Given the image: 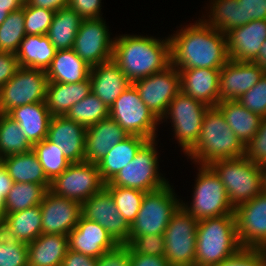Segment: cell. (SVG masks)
<instances>
[{"instance_id": "obj_1", "label": "cell", "mask_w": 266, "mask_h": 266, "mask_svg": "<svg viewBox=\"0 0 266 266\" xmlns=\"http://www.w3.org/2000/svg\"><path fill=\"white\" fill-rule=\"evenodd\" d=\"M193 22L169 34L171 64L177 69H221L229 61L226 34L200 18Z\"/></svg>"}, {"instance_id": "obj_2", "label": "cell", "mask_w": 266, "mask_h": 266, "mask_svg": "<svg viewBox=\"0 0 266 266\" xmlns=\"http://www.w3.org/2000/svg\"><path fill=\"white\" fill-rule=\"evenodd\" d=\"M114 38L112 60L131 83L163 71L171 64L169 36L133 33Z\"/></svg>"}, {"instance_id": "obj_3", "label": "cell", "mask_w": 266, "mask_h": 266, "mask_svg": "<svg viewBox=\"0 0 266 266\" xmlns=\"http://www.w3.org/2000/svg\"><path fill=\"white\" fill-rule=\"evenodd\" d=\"M245 155V146L226 122L217 107H209L204 114L200 137L185 155L192 164L210 165L218 160L235 159Z\"/></svg>"}, {"instance_id": "obj_4", "label": "cell", "mask_w": 266, "mask_h": 266, "mask_svg": "<svg viewBox=\"0 0 266 266\" xmlns=\"http://www.w3.org/2000/svg\"><path fill=\"white\" fill-rule=\"evenodd\" d=\"M241 248L235 215L198 221L195 266H215Z\"/></svg>"}, {"instance_id": "obj_5", "label": "cell", "mask_w": 266, "mask_h": 266, "mask_svg": "<svg viewBox=\"0 0 266 266\" xmlns=\"http://www.w3.org/2000/svg\"><path fill=\"white\" fill-rule=\"evenodd\" d=\"M197 168L191 202L181 200L183 206L198 221L223 215H234L226 189L209 165L195 164Z\"/></svg>"}, {"instance_id": "obj_6", "label": "cell", "mask_w": 266, "mask_h": 266, "mask_svg": "<svg viewBox=\"0 0 266 266\" xmlns=\"http://www.w3.org/2000/svg\"><path fill=\"white\" fill-rule=\"evenodd\" d=\"M224 185L230 203L235 208L263 192V173L260 165L245 156L218 160L209 165Z\"/></svg>"}, {"instance_id": "obj_7", "label": "cell", "mask_w": 266, "mask_h": 266, "mask_svg": "<svg viewBox=\"0 0 266 266\" xmlns=\"http://www.w3.org/2000/svg\"><path fill=\"white\" fill-rule=\"evenodd\" d=\"M173 188L169 182L157 190L145 193L137 217L130 226L129 236L164 234L182 200Z\"/></svg>"}, {"instance_id": "obj_8", "label": "cell", "mask_w": 266, "mask_h": 266, "mask_svg": "<svg viewBox=\"0 0 266 266\" xmlns=\"http://www.w3.org/2000/svg\"><path fill=\"white\" fill-rule=\"evenodd\" d=\"M159 139L149 140L127 164L109 182L113 186L137 189L143 192L157 190L169 183L165 173L160 172ZM157 146V147H156Z\"/></svg>"}, {"instance_id": "obj_9", "label": "cell", "mask_w": 266, "mask_h": 266, "mask_svg": "<svg viewBox=\"0 0 266 266\" xmlns=\"http://www.w3.org/2000/svg\"><path fill=\"white\" fill-rule=\"evenodd\" d=\"M209 107L181 91L170 102L160 123H171L172 136L185 155L196 145L202 127V120ZM170 122H169V121Z\"/></svg>"}, {"instance_id": "obj_10", "label": "cell", "mask_w": 266, "mask_h": 266, "mask_svg": "<svg viewBox=\"0 0 266 266\" xmlns=\"http://www.w3.org/2000/svg\"><path fill=\"white\" fill-rule=\"evenodd\" d=\"M109 116L128 135H137L148 140H155L159 136L157 133L161 124L160 120L141 100L133 84L115 100L109 110Z\"/></svg>"}, {"instance_id": "obj_11", "label": "cell", "mask_w": 266, "mask_h": 266, "mask_svg": "<svg viewBox=\"0 0 266 266\" xmlns=\"http://www.w3.org/2000/svg\"><path fill=\"white\" fill-rule=\"evenodd\" d=\"M197 226L198 220L183 206L173 213L163 234L170 266H195Z\"/></svg>"}, {"instance_id": "obj_12", "label": "cell", "mask_w": 266, "mask_h": 266, "mask_svg": "<svg viewBox=\"0 0 266 266\" xmlns=\"http://www.w3.org/2000/svg\"><path fill=\"white\" fill-rule=\"evenodd\" d=\"M47 85L44 70L19 67L13 77L0 88V113L8 114L19 106L45 102Z\"/></svg>"}, {"instance_id": "obj_13", "label": "cell", "mask_w": 266, "mask_h": 266, "mask_svg": "<svg viewBox=\"0 0 266 266\" xmlns=\"http://www.w3.org/2000/svg\"><path fill=\"white\" fill-rule=\"evenodd\" d=\"M97 164L82 161L71 163L70 166L53 181L50 191L80 204L85 202L104 187Z\"/></svg>"}, {"instance_id": "obj_14", "label": "cell", "mask_w": 266, "mask_h": 266, "mask_svg": "<svg viewBox=\"0 0 266 266\" xmlns=\"http://www.w3.org/2000/svg\"><path fill=\"white\" fill-rule=\"evenodd\" d=\"M107 24L103 17L84 19L78 29L73 50L90 68L113 58L115 38Z\"/></svg>"}, {"instance_id": "obj_15", "label": "cell", "mask_w": 266, "mask_h": 266, "mask_svg": "<svg viewBox=\"0 0 266 266\" xmlns=\"http://www.w3.org/2000/svg\"><path fill=\"white\" fill-rule=\"evenodd\" d=\"M141 100L160 120L167 112L170 102L180 92L179 70L170 64L163 71L132 83Z\"/></svg>"}, {"instance_id": "obj_16", "label": "cell", "mask_w": 266, "mask_h": 266, "mask_svg": "<svg viewBox=\"0 0 266 266\" xmlns=\"http://www.w3.org/2000/svg\"><path fill=\"white\" fill-rule=\"evenodd\" d=\"M242 248L266 249V192L234 208Z\"/></svg>"}, {"instance_id": "obj_17", "label": "cell", "mask_w": 266, "mask_h": 266, "mask_svg": "<svg viewBox=\"0 0 266 266\" xmlns=\"http://www.w3.org/2000/svg\"><path fill=\"white\" fill-rule=\"evenodd\" d=\"M81 212L84 218L99 223L119 245L128 242L130 225L105 187L81 204Z\"/></svg>"}, {"instance_id": "obj_18", "label": "cell", "mask_w": 266, "mask_h": 266, "mask_svg": "<svg viewBox=\"0 0 266 266\" xmlns=\"http://www.w3.org/2000/svg\"><path fill=\"white\" fill-rule=\"evenodd\" d=\"M42 234L67 235L76 227L81 212V204L48 190L40 203Z\"/></svg>"}, {"instance_id": "obj_19", "label": "cell", "mask_w": 266, "mask_h": 266, "mask_svg": "<svg viewBox=\"0 0 266 266\" xmlns=\"http://www.w3.org/2000/svg\"><path fill=\"white\" fill-rule=\"evenodd\" d=\"M264 73V69L254 62L229 59L219 73L220 102L238 100L260 81Z\"/></svg>"}, {"instance_id": "obj_20", "label": "cell", "mask_w": 266, "mask_h": 266, "mask_svg": "<svg viewBox=\"0 0 266 266\" xmlns=\"http://www.w3.org/2000/svg\"><path fill=\"white\" fill-rule=\"evenodd\" d=\"M68 245L71 251L99 258L119 244L99 223L81 215L76 227L68 234Z\"/></svg>"}, {"instance_id": "obj_21", "label": "cell", "mask_w": 266, "mask_h": 266, "mask_svg": "<svg viewBox=\"0 0 266 266\" xmlns=\"http://www.w3.org/2000/svg\"><path fill=\"white\" fill-rule=\"evenodd\" d=\"M228 57L231 60L254 62L266 41V20H253L226 33Z\"/></svg>"}, {"instance_id": "obj_22", "label": "cell", "mask_w": 266, "mask_h": 266, "mask_svg": "<svg viewBox=\"0 0 266 266\" xmlns=\"http://www.w3.org/2000/svg\"><path fill=\"white\" fill-rule=\"evenodd\" d=\"M85 136L86 127L66 116L50 120L47 139L55 143L71 163L85 161Z\"/></svg>"}, {"instance_id": "obj_23", "label": "cell", "mask_w": 266, "mask_h": 266, "mask_svg": "<svg viewBox=\"0 0 266 266\" xmlns=\"http://www.w3.org/2000/svg\"><path fill=\"white\" fill-rule=\"evenodd\" d=\"M178 70L180 73V91L182 93L208 107H216L220 103V69L193 68Z\"/></svg>"}, {"instance_id": "obj_24", "label": "cell", "mask_w": 266, "mask_h": 266, "mask_svg": "<svg viewBox=\"0 0 266 266\" xmlns=\"http://www.w3.org/2000/svg\"><path fill=\"white\" fill-rule=\"evenodd\" d=\"M89 77L91 92L109 109L132 84L113 60L91 67Z\"/></svg>"}, {"instance_id": "obj_25", "label": "cell", "mask_w": 266, "mask_h": 266, "mask_svg": "<svg viewBox=\"0 0 266 266\" xmlns=\"http://www.w3.org/2000/svg\"><path fill=\"white\" fill-rule=\"evenodd\" d=\"M129 135L110 116L86 128L85 161L97 163Z\"/></svg>"}, {"instance_id": "obj_26", "label": "cell", "mask_w": 266, "mask_h": 266, "mask_svg": "<svg viewBox=\"0 0 266 266\" xmlns=\"http://www.w3.org/2000/svg\"><path fill=\"white\" fill-rule=\"evenodd\" d=\"M8 115L19 124L24 135L32 145L47 138L52 116L49 113L46 102L16 107Z\"/></svg>"}, {"instance_id": "obj_27", "label": "cell", "mask_w": 266, "mask_h": 266, "mask_svg": "<svg viewBox=\"0 0 266 266\" xmlns=\"http://www.w3.org/2000/svg\"><path fill=\"white\" fill-rule=\"evenodd\" d=\"M149 140L137 135H129L113 146L96 164L104 183L110 182L137 155Z\"/></svg>"}, {"instance_id": "obj_28", "label": "cell", "mask_w": 266, "mask_h": 266, "mask_svg": "<svg viewBox=\"0 0 266 266\" xmlns=\"http://www.w3.org/2000/svg\"><path fill=\"white\" fill-rule=\"evenodd\" d=\"M90 93V77L78 83L48 82L45 102L52 117L65 116L73 104Z\"/></svg>"}, {"instance_id": "obj_29", "label": "cell", "mask_w": 266, "mask_h": 266, "mask_svg": "<svg viewBox=\"0 0 266 266\" xmlns=\"http://www.w3.org/2000/svg\"><path fill=\"white\" fill-rule=\"evenodd\" d=\"M28 246V266H61L68 245V236L40 234Z\"/></svg>"}, {"instance_id": "obj_30", "label": "cell", "mask_w": 266, "mask_h": 266, "mask_svg": "<svg viewBox=\"0 0 266 266\" xmlns=\"http://www.w3.org/2000/svg\"><path fill=\"white\" fill-rule=\"evenodd\" d=\"M48 82L78 83L89 77L90 67L73 49L57 50L47 68Z\"/></svg>"}, {"instance_id": "obj_31", "label": "cell", "mask_w": 266, "mask_h": 266, "mask_svg": "<svg viewBox=\"0 0 266 266\" xmlns=\"http://www.w3.org/2000/svg\"><path fill=\"white\" fill-rule=\"evenodd\" d=\"M216 107L240 142L246 146L258 131L262 117L243 107L237 100H224Z\"/></svg>"}, {"instance_id": "obj_32", "label": "cell", "mask_w": 266, "mask_h": 266, "mask_svg": "<svg viewBox=\"0 0 266 266\" xmlns=\"http://www.w3.org/2000/svg\"><path fill=\"white\" fill-rule=\"evenodd\" d=\"M56 51L47 35H26L15 54L20 67L46 71Z\"/></svg>"}, {"instance_id": "obj_33", "label": "cell", "mask_w": 266, "mask_h": 266, "mask_svg": "<svg viewBox=\"0 0 266 266\" xmlns=\"http://www.w3.org/2000/svg\"><path fill=\"white\" fill-rule=\"evenodd\" d=\"M0 161L14 182L51 185L44 174L40 161L32 150L27 153L5 156Z\"/></svg>"}, {"instance_id": "obj_34", "label": "cell", "mask_w": 266, "mask_h": 266, "mask_svg": "<svg viewBox=\"0 0 266 266\" xmlns=\"http://www.w3.org/2000/svg\"><path fill=\"white\" fill-rule=\"evenodd\" d=\"M82 20L69 7L55 12L47 36L57 50L73 49Z\"/></svg>"}, {"instance_id": "obj_35", "label": "cell", "mask_w": 266, "mask_h": 266, "mask_svg": "<svg viewBox=\"0 0 266 266\" xmlns=\"http://www.w3.org/2000/svg\"><path fill=\"white\" fill-rule=\"evenodd\" d=\"M200 19L208 26L226 34L241 26V12L237 0H210ZM207 13V14H206Z\"/></svg>"}, {"instance_id": "obj_36", "label": "cell", "mask_w": 266, "mask_h": 266, "mask_svg": "<svg viewBox=\"0 0 266 266\" xmlns=\"http://www.w3.org/2000/svg\"><path fill=\"white\" fill-rule=\"evenodd\" d=\"M11 232L20 242L29 244L42 233V215L40 205L19 212L7 213Z\"/></svg>"}, {"instance_id": "obj_37", "label": "cell", "mask_w": 266, "mask_h": 266, "mask_svg": "<svg viewBox=\"0 0 266 266\" xmlns=\"http://www.w3.org/2000/svg\"><path fill=\"white\" fill-rule=\"evenodd\" d=\"M32 147L19 124L8 114L0 113V159L30 152Z\"/></svg>"}, {"instance_id": "obj_38", "label": "cell", "mask_w": 266, "mask_h": 266, "mask_svg": "<svg viewBox=\"0 0 266 266\" xmlns=\"http://www.w3.org/2000/svg\"><path fill=\"white\" fill-rule=\"evenodd\" d=\"M50 186L14 182L6 198L7 213L19 212L40 205Z\"/></svg>"}, {"instance_id": "obj_39", "label": "cell", "mask_w": 266, "mask_h": 266, "mask_svg": "<svg viewBox=\"0 0 266 266\" xmlns=\"http://www.w3.org/2000/svg\"><path fill=\"white\" fill-rule=\"evenodd\" d=\"M32 151L36 154L44 174L50 182L62 174L71 164L64 156L63 151L47 138L34 144Z\"/></svg>"}, {"instance_id": "obj_40", "label": "cell", "mask_w": 266, "mask_h": 266, "mask_svg": "<svg viewBox=\"0 0 266 266\" xmlns=\"http://www.w3.org/2000/svg\"><path fill=\"white\" fill-rule=\"evenodd\" d=\"M109 108L93 93L73 104L65 115L86 128L109 117Z\"/></svg>"}, {"instance_id": "obj_41", "label": "cell", "mask_w": 266, "mask_h": 266, "mask_svg": "<svg viewBox=\"0 0 266 266\" xmlns=\"http://www.w3.org/2000/svg\"><path fill=\"white\" fill-rule=\"evenodd\" d=\"M24 4L20 10L9 13L0 25V52L15 54L25 38Z\"/></svg>"}, {"instance_id": "obj_42", "label": "cell", "mask_w": 266, "mask_h": 266, "mask_svg": "<svg viewBox=\"0 0 266 266\" xmlns=\"http://www.w3.org/2000/svg\"><path fill=\"white\" fill-rule=\"evenodd\" d=\"M104 187L110 192L120 214L131 226L140 210L142 199L145 192L113 186L109 182L104 184Z\"/></svg>"}, {"instance_id": "obj_43", "label": "cell", "mask_w": 266, "mask_h": 266, "mask_svg": "<svg viewBox=\"0 0 266 266\" xmlns=\"http://www.w3.org/2000/svg\"><path fill=\"white\" fill-rule=\"evenodd\" d=\"M55 12L24 3L26 35H47Z\"/></svg>"}, {"instance_id": "obj_44", "label": "cell", "mask_w": 266, "mask_h": 266, "mask_svg": "<svg viewBox=\"0 0 266 266\" xmlns=\"http://www.w3.org/2000/svg\"><path fill=\"white\" fill-rule=\"evenodd\" d=\"M125 245L129 255L165 256L164 235L129 236Z\"/></svg>"}, {"instance_id": "obj_45", "label": "cell", "mask_w": 266, "mask_h": 266, "mask_svg": "<svg viewBox=\"0 0 266 266\" xmlns=\"http://www.w3.org/2000/svg\"><path fill=\"white\" fill-rule=\"evenodd\" d=\"M237 101L249 111L266 117V73L253 88L244 93Z\"/></svg>"}, {"instance_id": "obj_46", "label": "cell", "mask_w": 266, "mask_h": 266, "mask_svg": "<svg viewBox=\"0 0 266 266\" xmlns=\"http://www.w3.org/2000/svg\"><path fill=\"white\" fill-rule=\"evenodd\" d=\"M244 156L256 165H266V117H262L258 131L246 144Z\"/></svg>"}, {"instance_id": "obj_47", "label": "cell", "mask_w": 266, "mask_h": 266, "mask_svg": "<svg viewBox=\"0 0 266 266\" xmlns=\"http://www.w3.org/2000/svg\"><path fill=\"white\" fill-rule=\"evenodd\" d=\"M215 266H266V249L241 248Z\"/></svg>"}, {"instance_id": "obj_48", "label": "cell", "mask_w": 266, "mask_h": 266, "mask_svg": "<svg viewBox=\"0 0 266 266\" xmlns=\"http://www.w3.org/2000/svg\"><path fill=\"white\" fill-rule=\"evenodd\" d=\"M0 266H28V246L20 242L0 243Z\"/></svg>"}, {"instance_id": "obj_49", "label": "cell", "mask_w": 266, "mask_h": 266, "mask_svg": "<svg viewBox=\"0 0 266 266\" xmlns=\"http://www.w3.org/2000/svg\"><path fill=\"white\" fill-rule=\"evenodd\" d=\"M102 0H69L68 7L74 10L83 20L101 18Z\"/></svg>"}, {"instance_id": "obj_50", "label": "cell", "mask_w": 266, "mask_h": 266, "mask_svg": "<svg viewBox=\"0 0 266 266\" xmlns=\"http://www.w3.org/2000/svg\"><path fill=\"white\" fill-rule=\"evenodd\" d=\"M241 12V26L253 20H266L262 0H237Z\"/></svg>"}, {"instance_id": "obj_51", "label": "cell", "mask_w": 266, "mask_h": 266, "mask_svg": "<svg viewBox=\"0 0 266 266\" xmlns=\"http://www.w3.org/2000/svg\"><path fill=\"white\" fill-rule=\"evenodd\" d=\"M97 266H130L129 249L126 245H118L97 258Z\"/></svg>"}, {"instance_id": "obj_52", "label": "cell", "mask_w": 266, "mask_h": 266, "mask_svg": "<svg viewBox=\"0 0 266 266\" xmlns=\"http://www.w3.org/2000/svg\"><path fill=\"white\" fill-rule=\"evenodd\" d=\"M19 67L16 54L0 52V88L13 77Z\"/></svg>"}, {"instance_id": "obj_53", "label": "cell", "mask_w": 266, "mask_h": 266, "mask_svg": "<svg viewBox=\"0 0 266 266\" xmlns=\"http://www.w3.org/2000/svg\"><path fill=\"white\" fill-rule=\"evenodd\" d=\"M14 185V180L8 174L6 167L0 161V219L7 215L6 198Z\"/></svg>"}, {"instance_id": "obj_54", "label": "cell", "mask_w": 266, "mask_h": 266, "mask_svg": "<svg viewBox=\"0 0 266 266\" xmlns=\"http://www.w3.org/2000/svg\"><path fill=\"white\" fill-rule=\"evenodd\" d=\"M61 266H97V258L68 249Z\"/></svg>"}, {"instance_id": "obj_55", "label": "cell", "mask_w": 266, "mask_h": 266, "mask_svg": "<svg viewBox=\"0 0 266 266\" xmlns=\"http://www.w3.org/2000/svg\"><path fill=\"white\" fill-rule=\"evenodd\" d=\"M130 266H170L164 256L130 255Z\"/></svg>"}, {"instance_id": "obj_56", "label": "cell", "mask_w": 266, "mask_h": 266, "mask_svg": "<svg viewBox=\"0 0 266 266\" xmlns=\"http://www.w3.org/2000/svg\"><path fill=\"white\" fill-rule=\"evenodd\" d=\"M30 6L48 9L51 11H58L68 7L69 0H28Z\"/></svg>"}, {"instance_id": "obj_57", "label": "cell", "mask_w": 266, "mask_h": 266, "mask_svg": "<svg viewBox=\"0 0 266 266\" xmlns=\"http://www.w3.org/2000/svg\"><path fill=\"white\" fill-rule=\"evenodd\" d=\"M7 241H12L14 244L20 243V240L11 232L9 222L3 218L0 219V243L5 244Z\"/></svg>"}, {"instance_id": "obj_58", "label": "cell", "mask_w": 266, "mask_h": 266, "mask_svg": "<svg viewBox=\"0 0 266 266\" xmlns=\"http://www.w3.org/2000/svg\"><path fill=\"white\" fill-rule=\"evenodd\" d=\"M23 4L22 0H0V8H5L9 13L20 10Z\"/></svg>"}, {"instance_id": "obj_59", "label": "cell", "mask_w": 266, "mask_h": 266, "mask_svg": "<svg viewBox=\"0 0 266 266\" xmlns=\"http://www.w3.org/2000/svg\"><path fill=\"white\" fill-rule=\"evenodd\" d=\"M254 63L261 66L264 69V72L266 73V41L262 44V47L260 48V51L258 54V57L254 61Z\"/></svg>"}, {"instance_id": "obj_60", "label": "cell", "mask_w": 266, "mask_h": 266, "mask_svg": "<svg viewBox=\"0 0 266 266\" xmlns=\"http://www.w3.org/2000/svg\"><path fill=\"white\" fill-rule=\"evenodd\" d=\"M9 12L5 10V8H0V25L5 21Z\"/></svg>"}, {"instance_id": "obj_61", "label": "cell", "mask_w": 266, "mask_h": 266, "mask_svg": "<svg viewBox=\"0 0 266 266\" xmlns=\"http://www.w3.org/2000/svg\"><path fill=\"white\" fill-rule=\"evenodd\" d=\"M263 173V191L266 192V165L262 166Z\"/></svg>"}, {"instance_id": "obj_62", "label": "cell", "mask_w": 266, "mask_h": 266, "mask_svg": "<svg viewBox=\"0 0 266 266\" xmlns=\"http://www.w3.org/2000/svg\"><path fill=\"white\" fill-rule=\"evenodd\" d=\"M263 1V13H266V0Z\"/></svg>"}]
</instances>
